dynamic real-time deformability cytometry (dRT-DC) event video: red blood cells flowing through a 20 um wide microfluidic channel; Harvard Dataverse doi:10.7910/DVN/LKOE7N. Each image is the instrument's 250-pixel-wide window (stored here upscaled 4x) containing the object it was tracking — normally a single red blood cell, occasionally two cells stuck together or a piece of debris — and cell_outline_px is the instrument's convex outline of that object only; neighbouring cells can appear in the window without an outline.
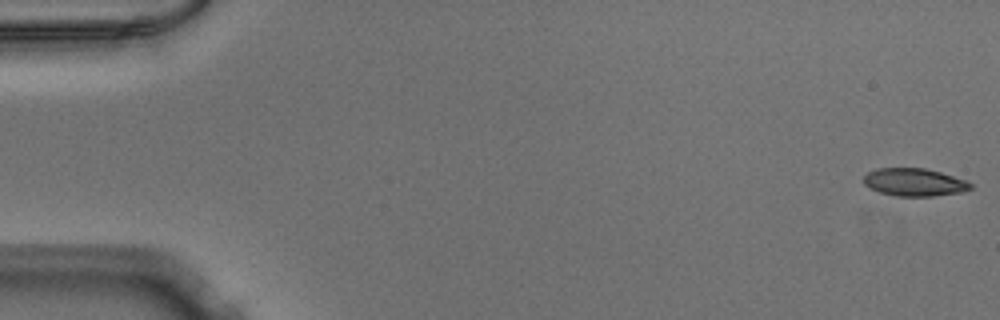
{"species": "Egyptian fruit bat (a non-hibernating species)", "species_latin": "Rousettus aegyptiacus", "temperature_condition": "warm", "stored_images_in_passage": 11, "camera_frame_rate_fps": 3000, "um_per_image_px": 0.085, "animal": {"sex": "male"}, "frame": {"image": 1, "passage_image": 1, "time_ms": 0.0, "image_size_px": [1000, 320], "cell_outline_px": [[972, 188], [964, 192], [932, 196], [896, 196], [880, 192], [864, 184], [864, 176], [868, 172], [876, 168], [924, 168], [940, 172], [968, 180], [972, 184]], "centroid_in_image_um": [77.76, 15.49], "position_along_channel_um": 7.2, "area_um2": 17.34}}